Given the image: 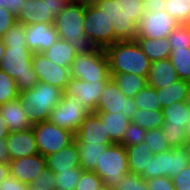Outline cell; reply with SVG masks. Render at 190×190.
Segmentation results:
<instances>
[{
	"instance_id": "816d5d0a",
	"label": "cell",
	"mask_w": 190,
	"mask_h": 190,
	"mask_svg": "<svg viewBox=\"0 0 190 190\" xmlns=\"http://www.w3.org/2000/svg\"><path fill=\"white\" fill-rule=\"evenodd\" d=\"M10 153L7 149L6 139H0V163H10Z\"/></svg>"
},
{
	"instance_id": "681fc988",
	"label": "cell",
	"mask_w": 190,
	"mask_h": 190,
	"mask_svg": "<svg viewBox=\"0 0 190 190\" xmlns=\"http://www.w3.org/2000/svg\"><path fill=\"white\" fill-rule=\"evenodd\" d=\"M0 190H28V185L10 175L0 184Z\"/></svg>"
},
{
	"instance_id": "d6a6232c",
	"label": "cell",
	"mask_w": 190,
	"mask_h": 190,
	"mask_svg": "<svg viewBox=\"0 0 190 190\" xmlns=\"http://www.w3.org/2000/svg\"><path fill=\"white\" fill-rule=\"evenodd\" d=\"M161 6L178 24H190V0H163Z\"/></svg>"
},
{
	"instance_id": "f6af8a7d",
	"label": "cell",
	"mask_w": 190,
	"mask_h": 190,
	"mask_svg": "<svg viewBox=\"0 0 190 190\" xmlns=\"http://www.w3.org/2000/svg\"><path fill=\"white\" fill-rule=\"evenodd\" d=\"M175 190H190V163L172 178Z\"/></svg>"
},
{
	"instance_id": "60d3db41",
	"label": "cell",
	"mask_w": 190,
	"mask_h": 190,
	"mask_svg": "<svg viewBox=\"0 0 190 190\" xmlns=\"http://www.w3.org/2000/svg\"><path fill=\"white\" fill-rule=\"evenodd\" d=\"M5 46H27L25 38V25L16 22L3 36Z\"/></svg>"
},
{
	"instance_id": "cb8c5ba5",
	"label": "cell",
	"mask_w": 190,
	"mask_h": 190,
	"mask_svg": "<svg viewBox=\"0 0 190 190\" xmlns=\"http://www.w3.org/2000/svg\"><path fill=\"white\" fill-rule=\"evenodd\" d=\"M125 149L128 157L129 173L142 176L148 169L151 158L154 157L153 151L145 142L130 145Z\"/></svg>"
},
{
	"instance_id": "52a82bcc",
	"label": "cell",
	"mask_w": 190,
	"mask_h": 190,
	"mask_svg": "<svg viewBox=\"0 0 190 190\" xmlns=\"http://www.w3.org/2000/svg\"><path fill=\"white\" fill-rule=\"evenodd\" d=\"M70 75L87 82L109 81L111 75L104 49L98 48L88 54L77 55L71 65Z\"/></svg>"
},
{
	"instance_id": "7dc6e473",
	"label": "cell",
	"mask_w": 190,
	"mask_h": 190,
	"mask_svg": "<svg viewBox=\"0 0 190 190\" xmlns=\"http://www.w3.org/2000/svg\"><path fill=\"white\" fill-rule=\"evenodd\" d=\"M16 22V15L6 8H0V37H2Z\"/></svg>"
},
{
	"instance_id": "9c48e42d",
	"label": "cell",
	"mask_w": 190,
	"mask_h": 190,
	"mask_svg": "<svg viewBox=\"0 0 190 190\" xmlns=\"http://www.w3.org/2000/svg\"><path fill=\"white\" fill-rule=\"evenodd\" d=\"M39 154L47 157L74 142L75 134L47 121L32 125Z\"/></svg>"
},
{
	"instance_id": "3957f363",
	"label": "cell",
	"mask_w": 190,
	"mask_h": 190,
	"mask_svg": "<svg viewBox=\"0 0 190 190\" xmlns=\"http://www.w3.org/2000/svg\"><path fill=\"white\" fill-rule=\"evenodd\" d=\"M104 51L110 74L130 73L148 78L151 61L136 40L117 41Z\"/></svg>"
},
{
	"instance_id": "ffe728a7",
	"label": "cell",
	"mask_w": 190,
	"mask_h": 190,
	"mask_svg": "<svg viewBox=\"0 0 190 190\" xmlns=\"http://www.w3.org/2000/svg\"><path fill=\"white\" fill-rule=\"evenodd\" d=\"M10 159H19L39 154L33 129L9 132L6 138Z\"/></svg>"
},
{
	"instance_id": "f5cc1de1",
	"label": "cell",
	"mask_w": 190,
	"mask_h": 190,
	"mask_svg": "<svg viewBox=\"0 0 190 190\" xmlns=\"http://www.w3.org/2000/svg\"><path fill=\"white\" fill-rule=\"evenodd\" d=\"M10 176V165L9 163H0V184L4 179Z\"/></svg>"
},
{
	"instance_id": "bcb514c9",
	"label": "cell",
	"mask_w": 190,
	"mask_h": 190,
	"mask_svg": "<svg viewBox=\"0 0 190 190\" xmlns=\"http://www.w3.org/2000/svg\"><path fill=\"white\" fill-rule=\"evenodd\" d=\"M55 180V174L46 167L39 173V176L30 183V185L49 186L52 190H55Z\"/></svg>"
},
{
	"instance_id": "5bb4252c",
	"label": "cell",
	"mask_w": 190,
	"mask_h": 190,
	"mask_svg": "<svg viewBox=\"0 0 190 190\" xmlns=\"http://www.w3.org/2000/svg\"><path fill=\"white\" fill-rule=\"evenodd\" d=\"M134 97H126L111 78L104 87L96 113H119L123 112L129 119L137 111Z\"/></svg>"
},
{
	"instance_id": "4316f807",
	"label": "cell",
	"mask_w": 190,
	"mask_h": 190,
	"mask_svg": "<svg viewBox=\"0 0 190 190\" xmlns=\"http://www.w3.org/2000/svg\"><path fill=\"white\" fill-rule=\"evenodd\" d=\"M135 40L151 62L170 57L171 47L168 38L135 37Z\"/></svg>"
},
{
	"instance_id": "8fae6325",
	"label": "cell",
	"mask_w": 190,
	"mask_h": 190,
	"mask_svg": "<svg viewBox=\"0 0 190 190\" xmlns=\"http://www.w3.org/2000/svg\"><path fill=\"white\" fill-rule=\"evenodd\" d=\"M84 34L97 48L105 49L114 44L113 23L90 0H86V14L83 23Z\"/></svg>"
},
{
	"instance_id": "5b68a950",
	"label": "cell",
	"mask_w": 190,
	"mask_h": 190,
	"mask_svg": "<svg viewBox=\"0 0 190 190\" xmlns=\"http://www.w3.org/2000/svg\"><path fill=\"white\" fill-rule=\"evenodd\" d=\"M34 53L27 46H7L0 70L6 72L17 84L18 90L35 87L39 82L32 60Z\"/></svg>"
},
{
	"instance_id": "ac0fdd59",
	"label": "cell",
	"mask_w": 190,
	"mask_h": 190,
	"mask_svg": "<svg viewBox=\"0 0 190 190\" xmlns=\"http://www.w3.org/2000/svg\"><path fill=\"white\" fill-rule=\"evenodd\" d=\"M9 165L10 175L27 185L37 178L39 173L47 167L46 157L41 154L11 160Z\"/></svg>"
},
{
	"instance_id": "11a10c76",
	"label": "cell",
	"mask_w": 190,
	"mask_h": 190,
	"mask_svg": "<svg viewBox=\"0 0 190 190\" xmlns=\"http://www.w3.org/2000/svg\"><path fill=\"white\" fill-rule=\"evenodd\" d=\"M146 7H155V6H161L163 0H142Z\"/></svg>"
},
{
	"instance_id": "d4e9b609",
	"label": "cell",
	"mask_w": 190,
	"mask_h": 190,
	"mask_svg": "<svg viewBox=\"0 0 190 190\" xmlns=\"http://www.w3.org/2000/svg\"><path fill=\"white\" fill-rule=\"evenodd\" d=\"M162 109L175 102L190 101V82L178 79L167 87L156 89Z\"/></svg>"
},
{
	"instance_id": "e0dca14e",
	"label": "cell",
	"mask_w": 190,
	"mask_h": 190,
	"mask_svg": "<svg viewBox=\"0 0 190 190\" xmlns=\"http://www.w3.org/2000/svg\"><path fill=\"white\" fill-rule=\"evenodd\" d=\"M25 38L33 53H42L59 39V35L54 24L36 23L25 26Z\"/></svg>"
},
{
	"instance_id": "7402d4cb",
	"label": "cell",
	"mask_w": 190,
	"mask_h": 190,
	"mask_svg": "<svg viewBox=\"0 0 190 190\" xmlns=\"http://www.w3.org/2000/svg\"><path fill=\"white\" fill-rule=\"evenodd\" d=\"M178 79L176 70L169 58L151 62V68L147 78V85L150 87L155 89L164 88Z\"/></svg>"
},
{
	"instance_id": "4dcf8cb0",
	"label": "cell",
	"mask_w": 190,
	"mask_h": 190,
	"mask_svg": "<svg viewBox=\"0 0 190 190\" xmlns=\"http://www.w3.org/2000/svg\"><path fill=\"white\" fill-rule=\"evenodd\" d=\"M130 121L146 131L162 128L164 122L163 111L137 109Z\"/></svg>"
},
{
	"instance_id": "836d02e7",
	"label": "cell",
	"mask_w": 190,
	"mask_h": 190,
	"mask_svg": "<svg viewBox=\"0 0 190 190\" xmlns=\"http://www.w3.org/2000/svg\"><path fill=\"white\" fill-rule=\"evenodd\" d=\"M178 78L190 82V48L175 49L169 57Z\"/></svg>"
},
{
	"instance_id": "8992f818",
	"label": "cell",
	"mask_w": 190,
	"mask_h": 190,
	"mask_svg": "<svg viewBox=\"0 0 190 190\" xmlns=\"http://www.w3.org/2000/svg\"><path fill=\"white\" fill-rule=\"evenodd\" d=\"M94 172L102 179L105 187L114 188L129 173L125 147L121 144L107 146L99 162H96Z\"/></svg>"
},
{
	"instance_id": "f35d334b",
	"label": "cell",
	"mask_w": 190,
	"mask_h": 190,
	"mask_svg": "<svg viewBox=\"0 0 190 190\" xmlns=\"http://www.w3.org/2000/svg\"><path fill=\"white\" fill-rule=\"evenodd\" d=\"M167 38L171 51L190 48V24H179Z\"/></svg>"
},
{
	"instance_id": "db71d44e",
	"label": "cell",
	"mask_w": 190,
	"mask_h": 190,
	"mask_svg": "<svg viewBox=\"0 0 190 190\" xmlns=\"http://www.w3.org/2000/svg\"><path fill=\"white\" fill-rule=\"evenodd\" d=\"M8 126L4 118L0 115V139H6L9 135Z\"/></svg>"
},
{
	"instance_id": "680465c9",
	"label": "cell",
	"mask_w": 190,
	"mask_h": 190,
	"mask_svg": "<svg viewBox=\"0 0 190 190\" xmlns=\"http://www.w3.org/2000/svg\"><path fill=\"white\" fill-rule=\"evenodd\" d=\"M5 44L2 40V37H0V63L3 60L4 52H5Z\"/></svg>"
},
{
	"instance_id": "7bdbcfd3",
	"label": "cell",
	"mask_w": 190,
	"mask_h": 190,
	"mask_svg": "<svg viewBox=\"0 0 190 190\" xmlns=\"http://www.w3.org/2000/svg\"><path fill=\"white\" fill-rule=\"evenodd\" d=\"M104 186L102 179L94 171H83L75 190H100Z\"/></svg>"
},
{
	"instance_id": "f1b7e54d",
	"label": "cell",
	"mask_w": 190,
	"mask_h": 190,
	"mask_svg": "<svg viewBox=\"0 0 190 190\" xmlns=\"http://www.w3.org/2000/svg\"><path fill=\"white\" fill-rule=\"evenodd\" d=\"M78 147L80 166L85 171H94L96 162H99L102 152L105 148L112 144H90L88 142H79L76 138L74 139Z\"/></svg>"
},
{
	"instance_id": "603a6c76",
	"label": "cell",
	"mask_w": 190,
	"mask_h": 190,
	"mask_svg": "<svg viewBox=\"0 0 190 190\" xmlns=\"http://www.w3.org/2000/svg\"><path fill=\"white\" fill-rule=\"evenodd\" d=\"M47 167L55 174L59 171H66L71 168L80 167L78 147L74 141L57 153L46 157Z\"/></svg>"
},
{
	"instance_id": "b9f144b4",
	"label": "cell",
	"mask_w": 190,
	"mask_h": 190,
	"mask_svg": "<svg viewBox=\"0 0 190 190\" xmlns=\"http://www.w3.org/2000/svg\"><path fill=\"white\" fill-rule=\"evenodd\" d=\"M113 190H148L147 182L141 175L127 173Z\"/></svg>"
},
{
	"instance_id": "8d00e7d4",
	"label": "cell",
	"mask_w": 190,
	"mask_h": 190,
	"mask_svg": "<svg viewBox=\"0 0 190 190\" xmlns=\"http://www.w3.org/2000/svg\"><path fill=\"white\" fill-rule=\"evenodd\" d=\"M162 130L165 140L171 146V148L187 147L185 127H175L171 125V122L164 121Z\"/></svg>"
},
{
	"instance_id": "f907efd6",
	"label": "cell",
	"mask_w": 190,
	"mask_h": 190,
	"mask_svg": "<svg viewBox=\"0 0 190 190\" xmlns=\"http://www.w3.org/2000/svg\"><path fill=\"white\" fill-rule=\"evenodd\" d=\"M26 0H4V8L17 16Z\"/></svg>"
},
{
	"instance_id": "2e32d148",
	"label": "cell",
	"mask_w": 190,
	"mask_h": 190,
	"mask_svg": "<svg viewBox=\"0 0 190 190\" xmlns=\"http://www.w3.org/2000/svg\"><path fill=\"white\" fill-rule=\"evenodd\" d=\"M32 65L38 80L64 90L69 82L70 68L57 65L50 61L43 53H34Z\"/></svg>"
},
{
	"instance_id": "277c9868",
	"label": "cell",
	"mask_w": 190,
	"mask_h": 190,
	"mask_svg": "<svg viewBox=\"0 0 190 190\" xmlns=\"http://www.w3.org/2000/svg\"><path fill=\"white\" fill-rule=\"evenodd\" d=\"M63 95L60 88L39 81L35 87L20 91L18 98L28 120L35 124L48 120Z\"/></svg>"
},
{
	"instance_id": "4fadbf2b",
	"label": "cell",
	"mask_w": 190,
	"mask_h": 190,
	"mask_svg": "<svg viewBox=\"0 0 190 190\" xmlns=\"http://www.w3.org/2000/svg\"><path fill=\"white\" fill-rule=\"evenodd\" d=\"M90 113L84 104L75 101L74 95L64 94L49 114L48 121L75 134Z\"/></svg>"
},
{
	"instance_id": "94428289",
	"label": "cell",
	"mask_w": 190,
	"mask_h": 190,
	"mask_svg": "<svg viewBox=\"0 0 190 190\" xmlns=\"http://www.w3.org/2000/svg\"><path fill=\"white\" fill-rule=\"evenodd\" d=\"M0 8H4V0H0Z\"/></svg>"
},
{
	"instance_id": "6da1fadb",
	"label": "cell",
	"mask_w": 190,
	"mask_h": 190,
	"mask_svg": "<svg viewBox=\"0 0 190 190\" xmlns=\"http://www.w3.org/2000/svg\"><path fill=\"white\" fill-rule=\"evenodd\" d=\"M113 23L114 43L135 40L146 5L142 0H90Z\"/></svg>"
},
{
	"instance_id": "9f6ffc18",
	"label": "cell",
	"mask_w": 190,
	"mask_h": 190,
	"mask_svg": "<svg viewBox=\"0 0 190 190\" xmlns=\"http://www.w3.org/2000/svg\"><path fill=\"white\" fill-rule=\"evenodd\" d=\"M28 190H52L49 186L43 185H28Z\"/></svg>"
},
{
	"instance_id": "d6986e66",
	"label": "cell",
	"mask_w": 190,
	"mask_h": 190,
	"mask_svg": "<svg viewBox=\"0 0 190 190\" xmlns=\"http://www.w3.org/2000/svg\"><path fill=\"white\" fill-rule=\"evenodd\" d=\"M75 138L79 142H88L90 144H113L108 132H106L105 124L96 112H91L84 119L75 133Z\"/></svg>"
},
{
	"instance_id": "c3c4849f",
	"label": "cell",
	"mask_w": 190,
	"mask_h": 190,
	"mask_svg": "<svg viewBox=\"0 0 190 190\" xmlns=\"http://www.w3.org/2000/svg\"><path fill=\"white\" fill-rule=\"evenodd\" d=\"M148 190H175L172 179L168 177H156L146 180Z\"/></svg>"
},
{
	"instance_id": "484cf974",
	"label": "cell",
	"mask_w": 190,
	"mask_h": 190,
	"mask_svg": "<svg viewBox=\"0 0 190 190\" xmlns=\"http://www.w3.org/2000/svg\"><path fill=\"white\" fill-rule=\"evenodd\" d=\"M97 114L105 124V129L108 132L111 142L113 144H121L126 129L131 122L130 119L123 112Z\"/></svg>"
},
{
	"instance_id": "30bf717a",
	"label": "cell",
	"mask_w": 190,
	"mask_h": 190,
	"mask_svg": "<svg viewBox=\"0 0 190 190\" xmlns=\"http://www.w3.org/2000/svg\"><path fill=\"white\" fill-rule=\"evenodd\" d=\"M178 25L162 6L146 7L137 24L136 37L167 38Z\"/></svg>"
},
{
	"instance_id": "83f0119b",
	"label": "cell",
	"mask_w": 190,
	"mask_h": 190,
	"mask_svg": "<svg viewBox=\"0 0 190 190\" xmlns=\"http://www.w3.org/2000/svg\"><path fill=\"white\" fill-rule=\"evenodd\" d=\"M50 61L65 68H71L77 53L66 40L58 39L50 48L42 52Z\"/></svg>"
},
{
	"instance_id": "74e56055",
	"label": "cell",
	"mask_w": 190,
	"mask_h": 190,
	"mask_svg": "<svg viewBox=\"0 0 190 190\" xmlns=\"http://www.w3.org/2000/svg\"><path fill=\"white\" fill-rule=\"evenodd\" d=\"M19 93L16 81L6 72L0 70V105L17 99Z\"/></svg>"
},
{
	"instance_id": "ab89813d",
	"label": "cell",
	"mask_w": 190,
	"mask_h": 190,
	"mask_svg": "<svg viewBox=\"0 0 190 190\" xmlns=\"http://www.w3.org/2000/svg\"><path fill=\"white\" fill-rule=\"evenodd\" d=\"M144 142L150 147L154 155L171 149V146L165 140L162 128L147 131Z\"/></svg>"
},
{
	"instance_id": "44dd1931",
	"label": "cell",
	"mask_w": 190,
	"mask_h": 190,
	"mask_svg": "<svg viewBox=\"0 0 190 190\" xmlns=\"http://www.w3.org/2000/svg\"><path fill=\"white\" fill-rule=\"evenodd\" d=\"M0 115L4 118L10 132L25 131L32 128V123L22 109L20 99L0 105Z\"/></svg>"
},
{
	"instance_id": "ba28073f",
	"label": "cell",
	"mask_w": 190,
	"mask_h": 190,
	"mask_svg": "<svg viewBox=\"0 0 190 190\" xmlns=\"http://www.w3.org/2000/svg\"><path fill=\"white\" fill-rule=\"evenodd\" d=\"M189 163V147L171 148L170 150L154 155L142 177L145 180L156 177H168L172 179Z\"/></svg>"
},
{
	"instance_id": "d590c367",
	"label": "cell",
	"mask_w": 190,
	"mask_h": 190,
	"mask_svg": "<svg viewBox=\"0 0 190 190\" xmlns=\"http://www.w3.org/2000/svg\"><path fill=\"white\" fill-rule=\"evenodd\" d=\"M83 171V168L80 166L55 173V190H75Z\"/></svg>"
},
{
	"instance_id": "91938a15",
	"label": "cell",
	"mask_w": 190,
	"mask_h": 190,
	"mask_svg": "<svg viewBox=\"0 0 190 190\" xmlns=\"http://www.w3.org/2000/svg\"><path fill=\"white\" fill-rule=\"evenodd\" d=\"M100 190H113V188L103 186Z\"/></svg>"
},
{
	"instance_id": "7a4b0ae2",
	"label": "cell",
	"mask_w": 190,
	"mask_h": 190,
	"mask_svg": "<svg viewBox=\"0 0 190 190\" xmlns=\"http://www.w3.org/2000/svg\"><path fill=\"white\" fill-rule=\"evenodd\" d=\"M86 0H72L60 12L54 25L59 39L66 40L73 46L77 55L88 54L98 49L93 41L84 34Z\"/></svg>"
},
{
	"instance_id": "9a60e30c",
	"label": "cell",
	"mask_w": 190,
	"mask_h": 190,
	"mask_svg": "<svg viewBox=\"0 0 190 190\" xmlns=\"http://www.w3.org/2000/svg\"><path fill=\"white\" fill-rule=\"evenodd\" d=\"M108 81H84L71 77L63 94H72L75 101L84 104L90 112H96L100 96Z\"/></svg>"
},
{
	"instance_id": "ee69618b",
	"label": "cell",
	"mask_w": 190,
	"mask_h": 190,
	"mask_svg": "<svg viewBox=\"0 0 190 190\" xmlns=\"http://www.w3.org/2000/svg\"><path fill=\"white\" fill-rule=\"evenodd\" d=\"M147 131L132 122H130L129 126L126 129L125 135L121 141V145L125 148L130 145H136L141 142H144V137Z\"/></svg>"
},
{
	"instance_id": "e575fe53",
	"label": "cell",
	"mask_w": 190,
	"mask_h": 190,
	"mask_svg": "<svg viewBox=\"0 0 190 190\" xmlns=\"http://www.w3.org/2000/svg\"><path fill=\"white\" fill-rule=\"evenodd\" d=\"M134 102L138 109L162 110L157 90L149 85H146L134 96Z\"/></svg>"
},
{
	"instance_id": "6f0895ef",
	"label": "cell",
	"mask_w": 190,
	"mask_h": 190,
	"mask_svg": "<svg viewBox=\"0 0 190 190\" xmlns=\"http://www.w3.org/2000/svg\"><path fill=\"white\" fill-rule=\"evenodd\" d=\"M185 132H186V144H187V147H190V117L187 122Z\"/></svg>"
},
{
	"instance_id": "1f68e13d",
	"label": "cell",
	"mask_w": 190,
	"mask_h": 190,
	"mask_svg": "<svg viewBox=\"0 0 190 190\" xmlns=\"http://www.w3.org/2000/svg\"><path fill=\"white\" fill-rule=\"evenodd\" d=\"M164 121L171 122L172 126L185 127L190 117V101L175 102L162 109Z\"/></svg>"
},
{
	"instance_id": "f546056e",
	"label": "cell",
	"mask_w": 190,
	"mask_h": 190,
	"mask_svg": "<svg viewBox=\"0 0 190 190\" xmlns=\"http://www.w3.org/2000/svg\"><path fill=\"white\" fill-rule=\"evenodd\" d=\"M110 75L126 97H134L147 85V79L136 74L122 73Z\"/></svg>"
},
{
	"instance_id": "7c38bea8",
	"label": "cell",
	"mask_w": 190,
	"mask_h": 190,
	"mask_svg": "<svg viewBox=\"0 0 190 190\" xmlns=\"http://www.w3.org/2000/svg\"><path fill=\"white\" fill-rule=\"evenodd\" d=\"M72 0H26L16 20L25 26L36 23L54 24L56 16Z\"/></svg>"
}]
</instances>
